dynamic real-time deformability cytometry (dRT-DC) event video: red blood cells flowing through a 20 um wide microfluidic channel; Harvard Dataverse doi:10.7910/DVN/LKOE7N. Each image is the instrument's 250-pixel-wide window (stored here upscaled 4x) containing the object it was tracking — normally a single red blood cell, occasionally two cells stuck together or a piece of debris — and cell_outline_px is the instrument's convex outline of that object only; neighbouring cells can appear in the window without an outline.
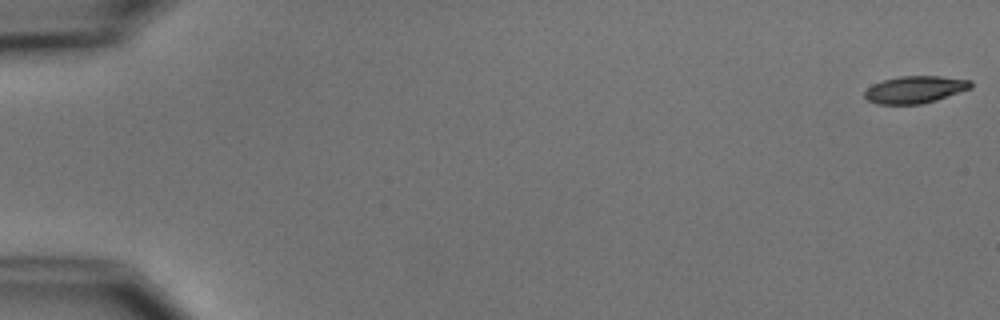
{"species": "common noctule bat (a hibernating species)", "species_latin": "Nyctalus noctula", "temperature_condition": "cold", "stored_images_in_passage": 6, "camera_frame_rate_fps": 3000, "um_per_image_px": 0.085, "animal": {"sex": "male", "body_mass_g": 15.6}, "frame": {"image": 1, "passage_image": 1, "time_ms": 0.0, "image_size_px": [1000, 320], "cell_outline_px": [[972, 88], [936, 100], [920, 104], [876, 104], [868, 100], [864, 96], [864, 92], [872, 84], [884, 80], [900, 76], [940, 76], [972, 80]], "centroid_in_image_um": [77.78, 7.61], "position_along_channel_um": 7.2, "area_um2": 16.82}}
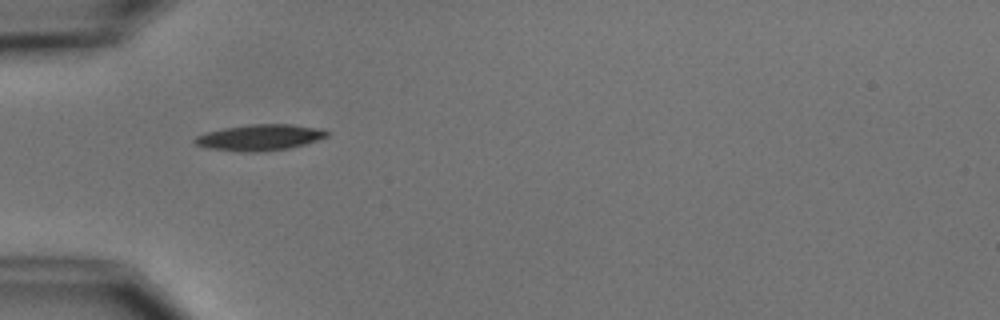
{"frame": {"image": 2, "passage_image": 5, "time_ms": 5.667, "image_size_px": [1000, 320], "cell_outline_px": [[328, 136], [304, 144], [288, 148], [256, 152], [240, 152], [208, 148], [196, 144], [192, 140], [196, 136], [208, 132], [224, 128], [248, 124], [292, 124], [312, 128], [328, 132]], "centroid_in_image_um": [22.01, 11.69], "position_along_channel_um": 63.0, "area_um2": 19.71}}